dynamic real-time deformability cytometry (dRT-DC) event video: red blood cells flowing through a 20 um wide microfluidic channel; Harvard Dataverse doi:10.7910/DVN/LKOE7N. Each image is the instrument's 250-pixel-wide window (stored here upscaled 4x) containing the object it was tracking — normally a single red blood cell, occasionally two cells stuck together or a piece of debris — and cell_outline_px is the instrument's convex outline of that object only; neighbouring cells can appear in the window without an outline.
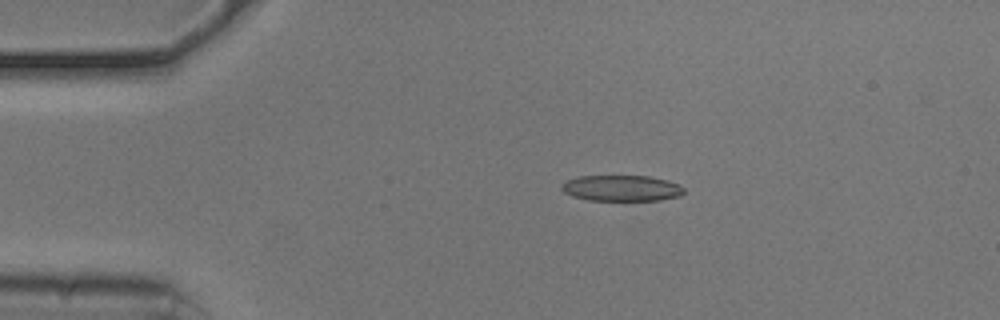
{"species": "common noctule bat (a hibernating species)", "species_latin": "Nyctalus noctula", "temperature_condition": "cold", "stored_images_in_passage": 44, "camera_frame_rate_fps": 3000, "um_per_image_px": 0.085, "animal": {"sex": "male", "body_mass_g": 20.5, "forearm_length_mm": 52.5}, "frame": {"image": 1, "passage_image": 1, "time_ms": 0.0, "image_size_px": [1000, 320], "cell_outline_px": [[684, 192], [680, 196], [660, 200], [588, 200], [572, 196], [564, 192], [560, 188], [560, 184], [576, 176], [648, 176], [668, 180], [680, 184], [684, 188]], "centroid_in_image_um": [52.83, 15.99], "position_along_channel_um": 32.2, "area_um2": 18.61}}
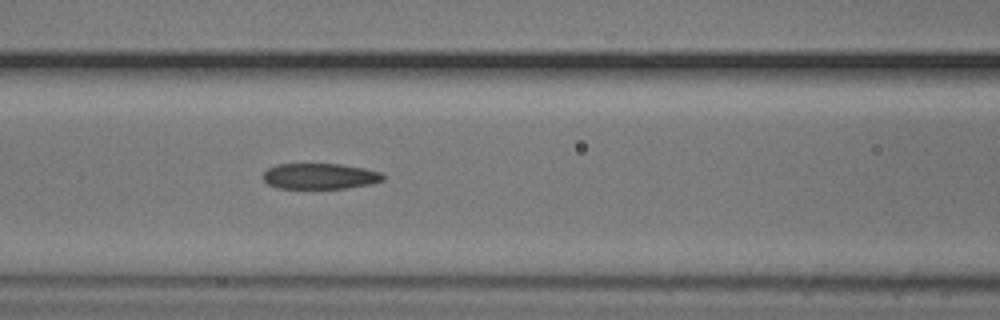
{"frame": {"image": 2, "passage_image": 13, "time_ms": 4.0, "image_size_px": [1000, 320], "cell_outline_px": [[384, 180], [372, 184], [344, 188], [276, 188], [268, 184], [264, 180], [264, 172], [268, 168], [276, 164], [340, 164], [364, 168], [380, 172], [384, 176]], "centroid_in_image_um": [27.19, 14.97], "position_along_channel_um": 139.4, "area_um2": 17.98}}
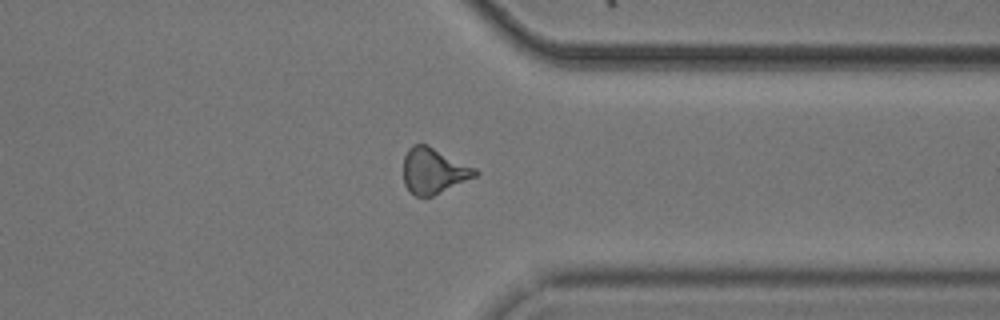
{"frame": {"image": 3, "passage_image": 32, "time_ms": 10.333, "image_size_px": [1000, 320], "cell_outline_px": [[480, 172], [476, 176], [432, 196], [416, 196], [408, 192], [404, 184], [404, 156], [408, 148], [412, 144], [428, 144], [476, 168]], "centroid_in_image_um": [36.84, 14.5], "position_along_channel_um": 374.6, "area_um2": 19.19}, "authors_computed_cell_mechanics": {"area_um2": 18.8717, "velocity_mm_per_s": 3.7673, "shape_relaxation_time_tau1_ms": null, "shape_relaxation_time_tau2_ms": 3.6362, "deformation_change_tau1": null, "deformation_change_tau2": 0.1278}}